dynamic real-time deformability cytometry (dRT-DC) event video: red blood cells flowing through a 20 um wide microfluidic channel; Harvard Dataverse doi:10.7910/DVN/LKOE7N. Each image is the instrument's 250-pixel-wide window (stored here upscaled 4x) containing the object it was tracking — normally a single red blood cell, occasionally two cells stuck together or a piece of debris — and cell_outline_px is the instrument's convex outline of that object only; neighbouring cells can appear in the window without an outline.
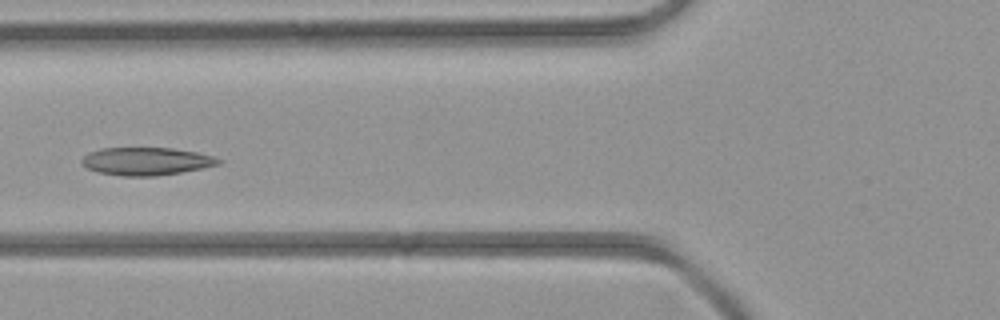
{"species": "common noctule bat (a hibernating species)", "species_latin": "Nyctalus noctula", "temperature_condition": "room temperature", "stored_images_in_passage": 6, "camera_frame_rate_fps": 3000, "um_per_image_px": 0.085, "animal": {"sex": "female", "body_mass_g": 21.9}, "frame": {"image": 1, "passage_image": 6, "time_ms": 5.667, "image_size_px": [1000, 320], "cell_outline_px": [[224, 160], [220, 164], [180, 172], [156, 176], [120, 176], [96, 172], [80, 164], [80, 160], [88, 152], [100, 148], [172, 148], [196, 152], [212, 156]], "centroid_in_image_um": [12.38, 13.71], "position_along_channel_um": 113.4, "area_um2": 22.25}}